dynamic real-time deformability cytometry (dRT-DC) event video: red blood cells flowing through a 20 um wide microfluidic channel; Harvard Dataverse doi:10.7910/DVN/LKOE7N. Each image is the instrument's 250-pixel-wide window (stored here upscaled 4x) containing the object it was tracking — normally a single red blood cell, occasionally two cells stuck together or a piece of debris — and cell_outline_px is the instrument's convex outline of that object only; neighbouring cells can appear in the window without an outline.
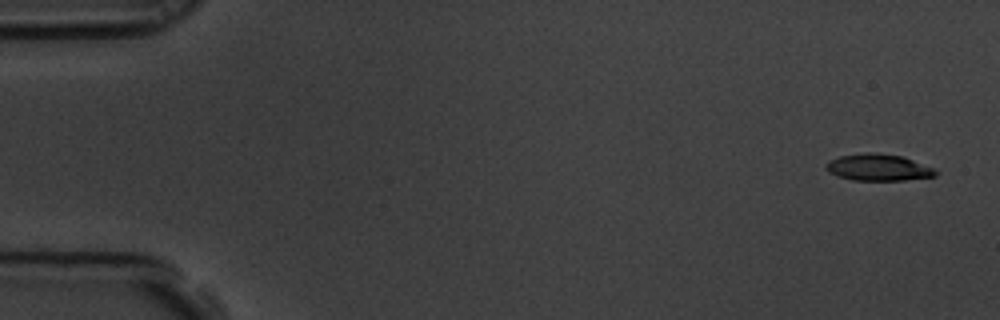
{"species": "common noctule bat (a hibernating species)", "species_latin": "Nyctalus noctula", "temperature_condition": "room temperature", "stored_images_in_passage": 6, "camera_frame_rate_fps": 3000, "um_per_image_px": 0.085, "animal": {"sex": "male", "body_mass_g": 19.5, "forearm_length_mm": 54.6}, "frame": {"image": 1, "passage_image": 1, "time_ms": 0.0, "image_size_px": [1000, 320], "cell_outline_px": [[940, 172], [936, 176], [904, 180], [852, 180], [836, 176], [828, 172], [824, 164], [828, 160], [840, 156], [868, 152], [872, 152], [900, 156], [912, 160], [932, 168]], "centroid_in_image_um": [74.61, 14.24], "position_along_channel_um": 10.4, "area_um2": 16.99}}
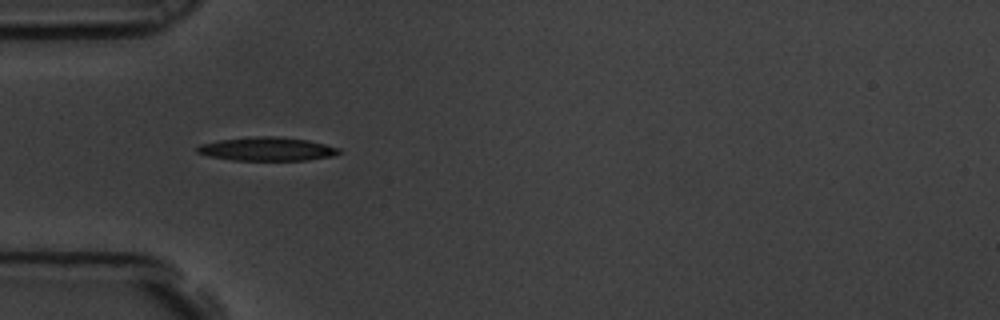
{"frame": {"image": 2, "passage_image": 5, "time_ms": 1.333, "image_size_px": [1000, 320], "cell_outline_px": [[340, 152], [332, 156], [308, 160], [232, 160], [208, 156], [196, 152], [196, 148], [200, 144], [220, 140], [256, 136], [276, 136], [308, 140], [340, 148]], "centroid_in_image_um": [22.68, 12.66], "position_along_channel_um": 62.3, "area_um2": 19.42}}
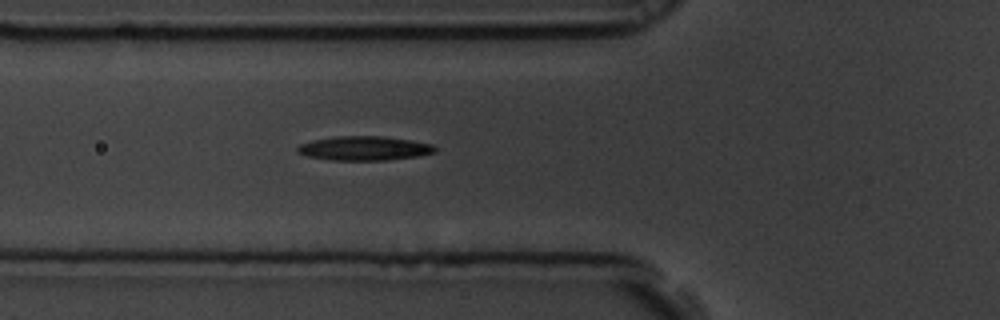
{"frame": {"image": 3, "passage_image": 6, "time_ms": 1.667, "image_size_px": [1000, 320], "cell_outline_px": [[436, 152], [416, 156], [388, 160], [332, 160], [308, 156], [296, 152], [296, 148], [300, 144], [312, 140], [336, 136], [384, 136], [432, 144], [436, 148]], "centroid_in_image_um": [30.93, 12.6], "position_along_channel_um": 94.9, "area_um2": 19.31}}